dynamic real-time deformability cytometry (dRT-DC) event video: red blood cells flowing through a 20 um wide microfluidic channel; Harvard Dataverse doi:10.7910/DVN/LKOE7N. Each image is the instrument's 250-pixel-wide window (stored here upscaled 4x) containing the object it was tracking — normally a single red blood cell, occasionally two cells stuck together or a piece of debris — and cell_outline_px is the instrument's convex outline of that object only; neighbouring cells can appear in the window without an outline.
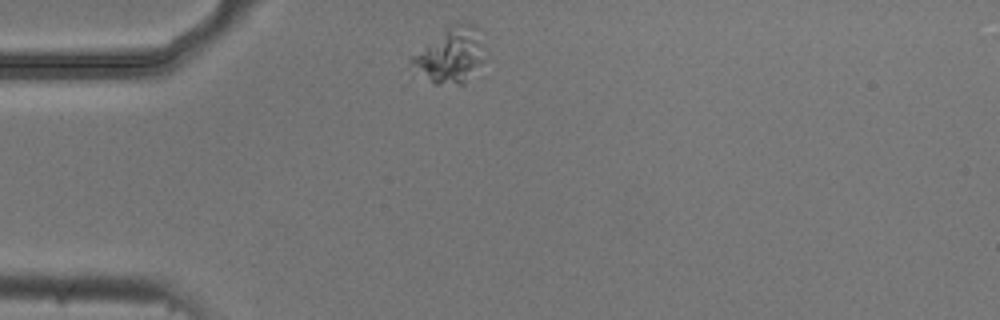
{"species": "common noctule bat (a hibernating species)", "species_latin": "Nyctalus noctula", "temperature_condition": "cold", "stored_images_in_passage": 43, "camera_frame_rate_fps": 3000, "um_per_image_px": 0.085, "animal": {"sex": "male", "body_mass_g": 20.5, "forearm_length_mm": 52.5}, "frame": {"image": 1, "passage_image": 1, "time_ms": 0.0, "image_size_px": [1000, 320], "cell_outline_px": [[488, 56], [464, 84], [436, 84], [412, 64], [412, 56], [456, 20], [460, 20], [472, 24], [476, 28], [484, 44]], "centroid_in_image_um": [38.42, 4.65], "position_along_channel_um": 46.6, "area_um2": 23.12}}
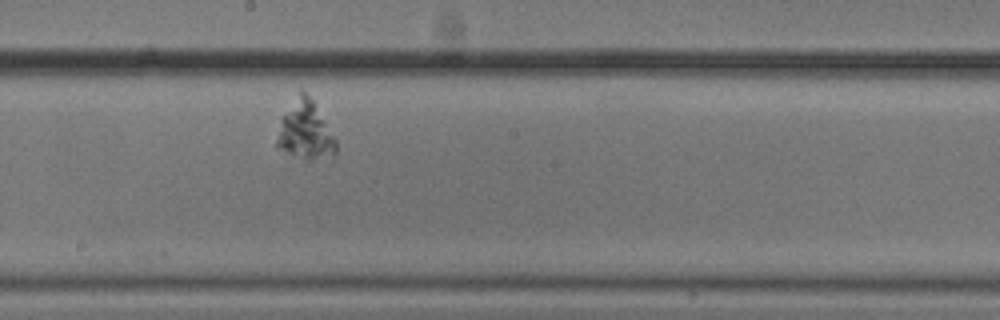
{"frame": {"image": 2, "passage_image": 18, "time_ms": 5.667, "image_size_px": [1000, 320], "cell_outline_px": [[336, 156], [312, 160], [308, 160], [276, 148], [276, 140], [280, 120], [300, 88], [312, 100], [336, 140]], "centroid_in_image_um": [25.94, 11.12], "position_along_channel_um": 222.3, "area_um2": 19.88}}
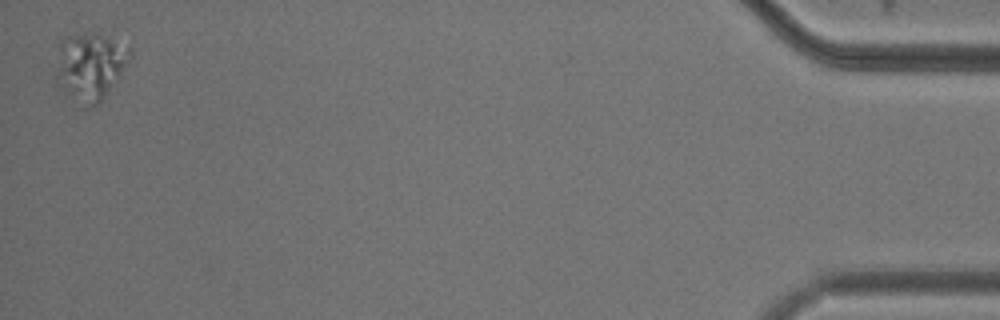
{"frame": {"image": 3, "passage_image": 43, "time_ms": 14.0, "image_size_px": [1000, 320], "cell_outline_px": [[132, 56], [120, 76], [104, 96], [96, 104], [88, 108], [80, 108], [56, 84], [52, 76], [60, 40], [68, 36], [108, 36], [128, 48], [132, 52]], "centroid_in_image_um": [7.57, 5.72], "position_along_channel_um": 427.6, "area_um2": 29.3}}